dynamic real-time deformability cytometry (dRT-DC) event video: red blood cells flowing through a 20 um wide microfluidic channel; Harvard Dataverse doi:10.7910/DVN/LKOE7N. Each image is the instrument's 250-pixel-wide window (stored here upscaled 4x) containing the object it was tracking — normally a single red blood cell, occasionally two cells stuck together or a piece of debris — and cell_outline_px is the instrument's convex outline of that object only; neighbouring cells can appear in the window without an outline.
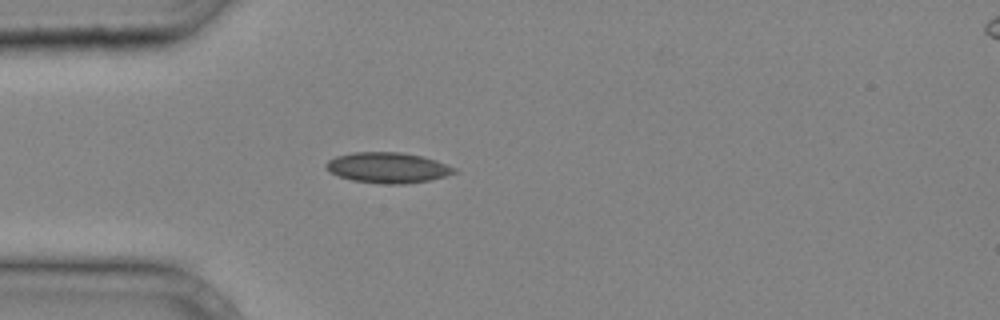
{"species": "common noctule bat (a hibernating species)", "species_latin": "Nyctalus noctula", "temperature_condition": "cold", "stored_images_in_passage": 28, "camera_frame_rate_fps": 3000, "um_per_image_px": 0.085, "animal": {"sex": "male", "body_mass_g": 20.4}, "frame": {"image": 1, "passage_image": 6, "time_ms": 1.667, "image_size_px": [1000, 320], "cell_outline_px": [[456, 172], [444, 176], [428, 180], [404, 184], [384, 184], [352, 180], [328, 172], [324, 164], [328, 160], [336, 156], [352, 152], [400, 152], [420, 156], [436, 160], [456, 168]], "centroid_in_image_um": [32.91, 14.25], "position_along_channel_um": 52.1, "area_um2": 22.72}}
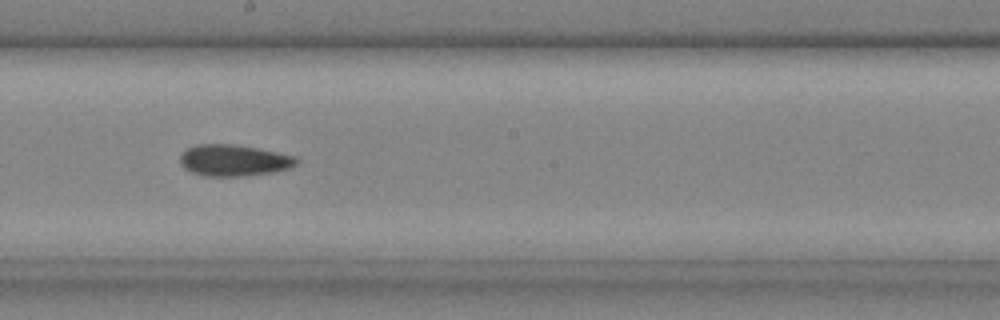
{"frame": {"image": 2, "passage_image": 17, "time_ms": 5.333, "image_size_px": [1000, 320], "cell_outline_px": [[300, 160], [296, 164], [288, 168], [272, 172], [244, 176], [204, 176], [192, 172], [184, 168], [180, 164], [180, 156], [188, 148], [196, 144], [232, 144], [256, 148], [296, 156]], "centroid_in_image_um": [19.86, 13.63], "position_along_channel_um": 228.3, "area_um2": 21.21}}
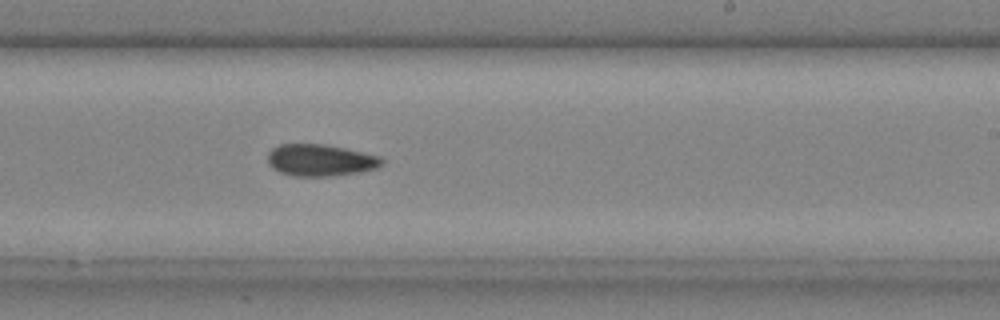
{"frame": {"image": 3, "passage_image": 19, "time_ms": 6.0, "image_size_px": [1000, 320], "cell_outline_px": [[384, 164], [376, 168], [360, 172], [328, 176], [292, 176], [280, 172], [272, 168], [268, 164], [268, 152], [272, 148], [280, 144], [324, 144], [344, 148], [380, 156], [384, 160]], "centroid_in_image_um": [27.22, 13.62], "position_along_channel_um": 261.8, "area_um2": 21.21}}